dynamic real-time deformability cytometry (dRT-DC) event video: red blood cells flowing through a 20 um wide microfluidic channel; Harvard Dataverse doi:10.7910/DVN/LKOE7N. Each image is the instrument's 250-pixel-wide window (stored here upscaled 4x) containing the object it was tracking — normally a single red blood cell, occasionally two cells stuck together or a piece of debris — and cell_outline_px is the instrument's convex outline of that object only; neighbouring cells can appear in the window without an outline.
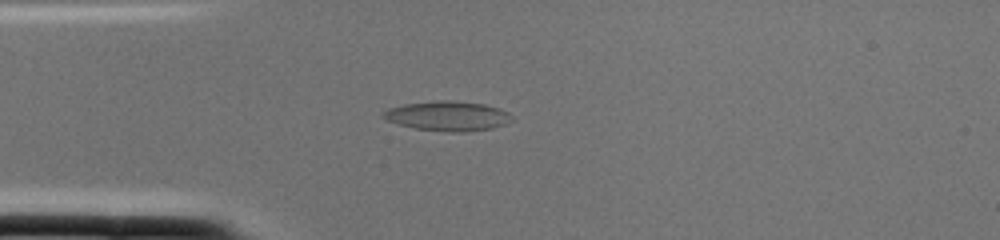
{"species": "common noctule bat (a hibernating species)", "species_latin": "Nyctalus noctula", "temperature_condition": "cold", "stored_images_in_passage": 2, "segment_of_instrument_passage": [1, 2], "camera_frame_rate_fps": 3000, "um_per_image_px": 0.085, "animal": {"sex": "female", "body_mass_g": 22.0, "forearm_length_mm": 56.7}, "frame": {"image": 1, "passage_image": 1, "time_ms": 0.0, "image_size_px": [1000, 240], "cell_outline_px": [[512, 120], [504, 124], [492, 128], [464, 132], [448, 132], [416, 128], [400, 124], [388, 120], [380, 116], [388, 108], [404, 104], [436, 100], [448, 100], [484, 104], [500, 108], [508, 112], [512, 116]], "centroid_in_image_um": [38.07, 9.85], "position_along_channel_um": 46.9, "area_um2": 22.14}}